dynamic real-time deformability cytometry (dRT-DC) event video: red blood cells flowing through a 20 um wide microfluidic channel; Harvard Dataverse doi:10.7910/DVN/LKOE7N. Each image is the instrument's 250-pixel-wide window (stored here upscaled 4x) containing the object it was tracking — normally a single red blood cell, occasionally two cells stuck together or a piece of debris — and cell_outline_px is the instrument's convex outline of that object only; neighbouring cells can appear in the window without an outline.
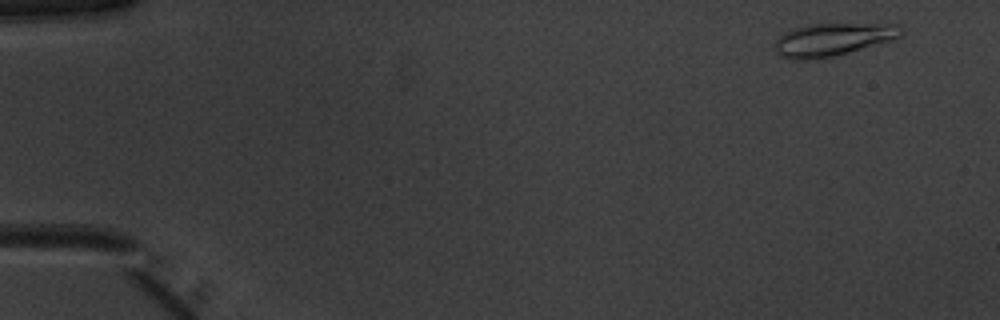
{"species": "common noctule bat (a hibernating species)", "species_latin": "Nyctalus noctula", "temperature_condition": "warm", "stored_images_in_passage": 49, "camera_frame_rate_fps": 3000, "um_per_image_px": 0.085, "animal": {"sex": "male", "body_mass_g": 20.1, "forearm_length_mm": 53.5}, "frame": {"image": 1, "passage_image": 1, "time_ms": 0.0, "image_size_px": [1000, 320], "cell_outline_px": [[900, 36], [892, 40], [848, 52], [832, 56], [808, 60], [792, 60], [780, 56], [776, 52], [772, 44], [784, 32], [808, 24], [900, 24]], "centroid_in_image_um": [70.71, 3.36], "position_along_channel_um": 14.3, "area_um2": 23.93}}
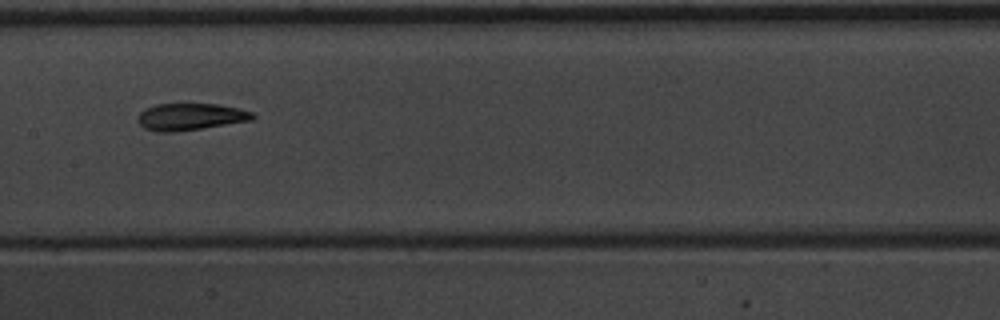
{"frame": {"image": 2, "passage_image": 24, "time_ms": 7.667, "image_size_px": [1000, 320], "cell_outline_px": [[256, 116], [252, 120], [176, 132], [160, 132], [144, 128], [136, 120], [140, 112], [144, 108], [156, 104], [220, 104], [240, 108], [252, 112]], "centroid_in_image_um": [16.17, 9.92], "position_along_channel_um": 191.2, "area_um2": 18.09}}
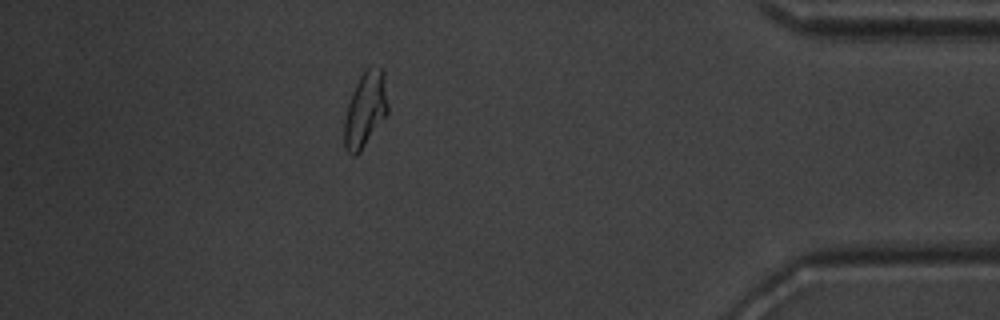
{"frame": {"image": 3, "passage_image": 43, "time_ms": 14.0, "image_size_px": [1000, 320], "cell_outline_px": [[388, 112], [360, 152], [356, 156], [352, 156], [344, 148], [344, 120], [348, 104], [352, 92], [360, 76], [368, 68], [380, 68], [384, 72], [388, 104]], "centroid_in_image_um": [31.04, 9.35], "position_along_channel_um": 404.2, "area_um2": 18.9}, "authors_computed_cell_mechanics": {"area_um2": 18.4382, "velocity_mm_per_s": 3.9807, "shape_relaxation_time_tau1_ms": 5.6157, "shape_relaxation_time_tau2_ms": 2.0474, "deformation_change_tau1": 0.1931, "deformation_change_tau2": 0.0733}}